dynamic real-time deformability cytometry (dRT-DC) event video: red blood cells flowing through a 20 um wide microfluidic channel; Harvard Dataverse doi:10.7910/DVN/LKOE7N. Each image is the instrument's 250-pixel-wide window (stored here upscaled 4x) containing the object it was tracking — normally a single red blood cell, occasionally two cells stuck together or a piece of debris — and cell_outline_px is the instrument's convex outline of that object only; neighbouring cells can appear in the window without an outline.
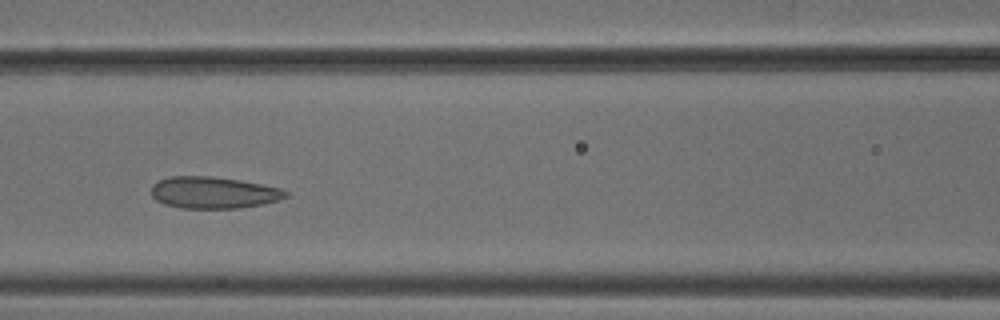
{"species": "common noctule bat (a hibernating species)", "species_latin": "Nyctalus noctula", "temperature_condition": "cold", "stored_images_in_passage": 16, "camera_frame_rate_fps": 3000, "um_per_image_px": 0.085, "animal": {"sex": "male", "body_mass_g": 18.8}, "frame": {"image": 1, "passage_image": 10, "time_ms": 3.0, "image_size_px": [1000, 320], "cell_outline_px": [[288, 196], [264, 204], [240, 208], [180, 208], [164, 204], [156, 200], [152, 196], [152, 184], [168, 176], [216, 176], [240, 180], [280, 188], [288, 192]], "centroid_in_image_um": [18.13, 16.36], "position_along_channel_um": 148.5, "area_um2": 24.91}}
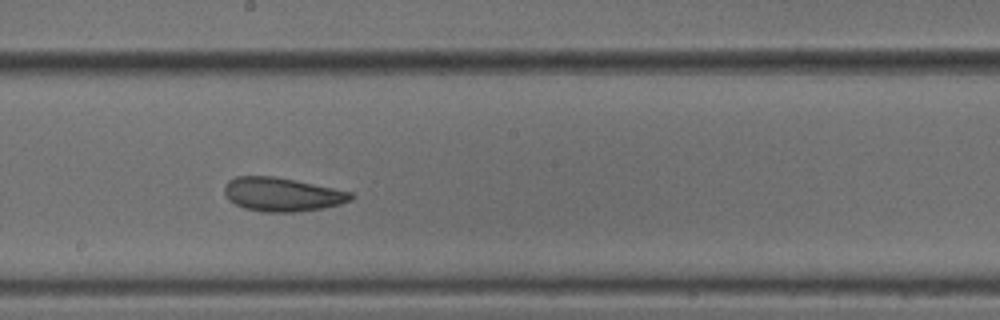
{"frame": {"image": 2, "passage_image": 16, "time_ms": 5.0, "image_size_px": [1000, 320], "cell_outline_px": [[356, 196], [352, 200], [340, 204], [320, 208], [292, 212], [264, 212], [244, 208], [228, 200], [224, 192], [224, 188], [228, 180], [236, 176], [276, 176], [352, 192]], "centroid_in_image_um": [23.97, 16.52], "position_along_channel_um": 224.2, "area_um2": 24.85}}